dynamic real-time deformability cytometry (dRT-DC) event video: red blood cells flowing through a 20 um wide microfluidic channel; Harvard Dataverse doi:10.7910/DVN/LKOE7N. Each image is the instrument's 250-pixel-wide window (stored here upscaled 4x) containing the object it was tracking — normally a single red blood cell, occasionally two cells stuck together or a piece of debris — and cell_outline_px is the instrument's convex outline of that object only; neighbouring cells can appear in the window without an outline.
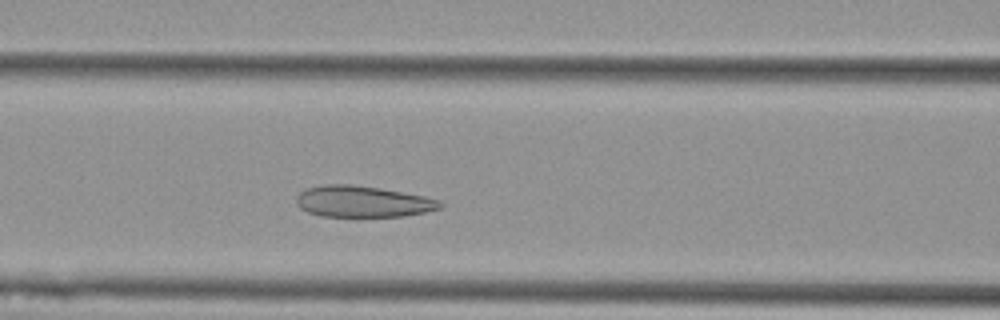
{"species": "Egyptian fruit bat (a non-hibernating species)", "species_latin": "Rousettus aegyptiacus", "temperature_condition": "cold", "stored_images_in_passage": 39, "camera_frame_rate_fps": 3000, "um_per_image_px": 0.085, "animal": {"sex": "female"}, "frame": {"image": 1, "passage_image": 6, "time_ms": 1.667, "image_size_px": [1000, 320], "cell_outline_px": [[444, 204], [440, 208], [424, 212], [404, 216], [320, 216], [308, 212], [300, 208], [296, 204], [296, 196], [304, 188], [328, 184], [348, 184], [380, 188], [424, 196], [440, 200]], "centroid_in_image_um": [30.8, 17.13], "position_along_channel_um": 135.8, "area_um2": 26.18}}
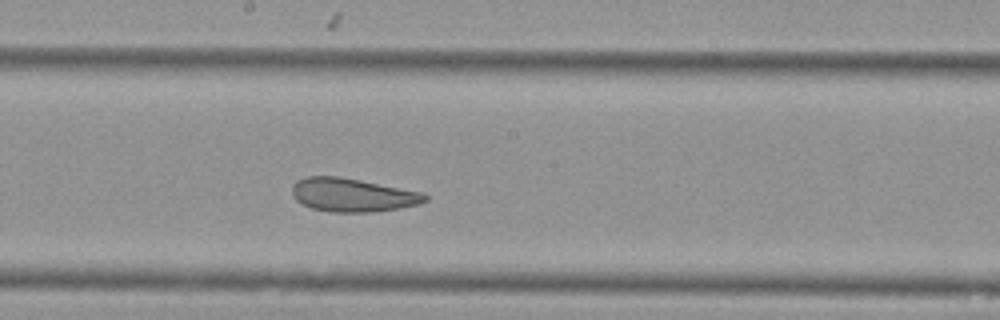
{"frame": {"image": 2, "passage_image": 13, "time_ms": 4.0, "image_size_px": [1000, 320], "cell_outline_px": [[428, 200], [416, 204], [400, 208], [372, 212], [328, 212], [312, 208], [296, 200], [292, 196], [292, 184], [296, 180], [304, 176], [340, 176], [424, 192], [428, 196]], "centroid_in_image_um": [29.95, 16.56], "position_along_channel_um": 218.3, "area_um2": 26.18}}
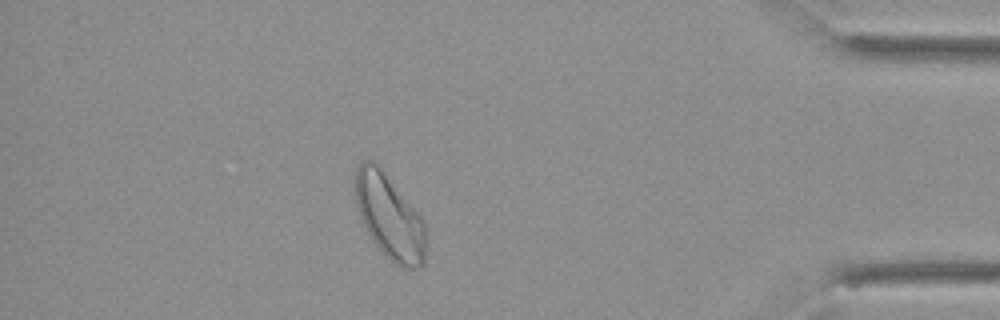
{"frame": {"image": 3, "passage_image": 32, "time_ms": 10.333, "image_size_px": [1000, 320], "cell_outline_px": [[424, 264], [420, 268], [400, 268], [384, 256], [372, 240], [356, 208], [352, 184], [356, 168], [364, 160], [372, 160], [380, 168], [420, 216], [424, 224]], "centroid_in_image_um": [33.04, 18.44], "position_along_channel_um": 402.2, "area_um2": 34.62}}